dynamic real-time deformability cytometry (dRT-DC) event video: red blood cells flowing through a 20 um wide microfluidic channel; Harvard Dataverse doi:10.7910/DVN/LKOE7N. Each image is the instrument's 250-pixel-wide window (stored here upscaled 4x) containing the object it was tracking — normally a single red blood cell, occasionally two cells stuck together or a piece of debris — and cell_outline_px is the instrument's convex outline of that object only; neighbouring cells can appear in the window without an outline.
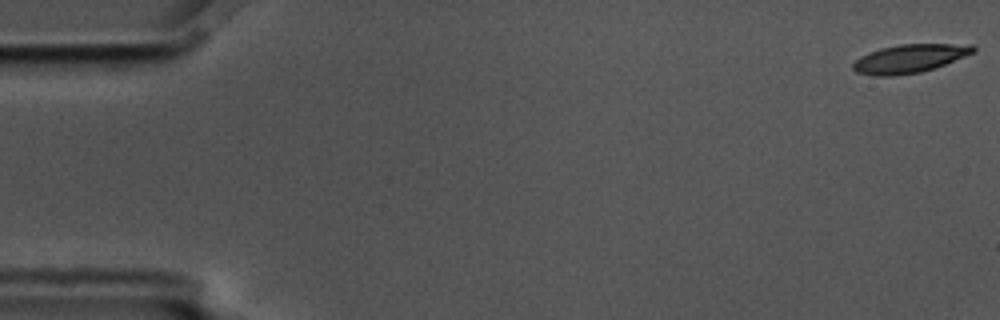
{"species": "common noctule bat (a hibernating species)", "species_latin": "Nyctalus noctula", "temperature_condition": "cold", "stored_images_in_passage": 8, "camera_frame_rate_fps": 3000, "um_per_image_px": 0.085, "animal": {"sex": "male", "body_mass_g": 17.5, "forearm_length_mm": 52.3}, "frame": {"image": 1, "passage_image": 1, "time_ms": 0.0, "image_size_px": [1000, 320], "cell_outline_px": [[976, 52], [944, 64], [920, 72], [892, 76], [872, 76], [856, 72], [852, 68], [852, 64], [860, 56], [880, 48], [900, 44], [972, 44], [976, 48]], "centroid_in_image_um": [77.3, 4.97], "position_along_channel_um": 7.7, "area_um2": 19.88}}
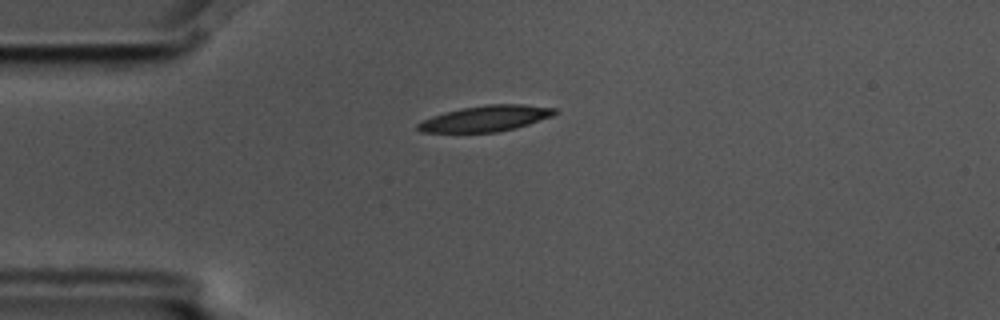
{"frame": {"image": 2, "passage_image": 4, "time_ms": 1.0, "image_size_px": [1000, 320], "cell_outline_px": [[556, 112], [552, 116], [516, 128], [496, 132], [420, 132], [416, 128], [416, 124], [432, 116], [444, 112], [460, 108], [484, 104], [524, 104], [556, 108]], "centroid_in_image_um": [41.26, 10.06], "position_along_channel_um": 43.7, "area_um2": 20.63}}